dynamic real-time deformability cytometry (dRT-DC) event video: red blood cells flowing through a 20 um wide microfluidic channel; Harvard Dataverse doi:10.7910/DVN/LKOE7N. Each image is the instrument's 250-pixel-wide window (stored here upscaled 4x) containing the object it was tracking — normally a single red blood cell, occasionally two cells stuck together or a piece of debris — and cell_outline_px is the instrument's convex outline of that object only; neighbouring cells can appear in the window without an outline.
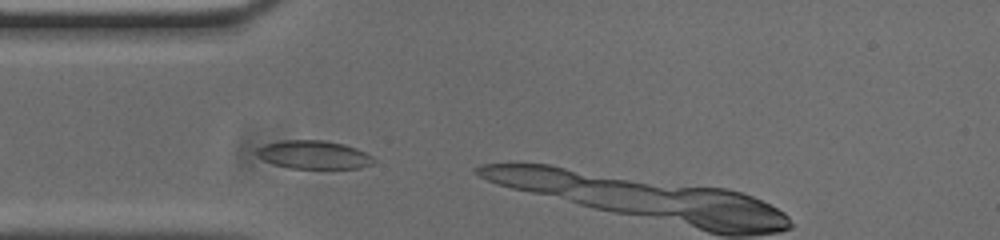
{"species": "common noctule bat (a hibernating species)", "species_latin": "Nyctalus noctula", "temperature_condition": "cold", "stored_images_in_passage": 5, "camera_frame_rate_fps": 3000, "um_per_image_px": 0.085, "animal": {"sex": "male", "body_mass_g": 20.0, "forearm_length_mm": 53.3}, "frame": {"image": 1, "passage_image": 2, "time_ms": 0.333, "image_size_px": [1000, 240], "cell_outline_px": [[376, 160], [372, 164], [360, 168], [288, 168], [272, 164], [264, 160], [256, 152], [264, 144], [284, 140], [324, 140], [344, 144], [356, 148], [372, 156]], "centroid_in_image_um": [26.7, 13.15], "position_along_channel_um": 58.3, "area_um2": 19.19}}